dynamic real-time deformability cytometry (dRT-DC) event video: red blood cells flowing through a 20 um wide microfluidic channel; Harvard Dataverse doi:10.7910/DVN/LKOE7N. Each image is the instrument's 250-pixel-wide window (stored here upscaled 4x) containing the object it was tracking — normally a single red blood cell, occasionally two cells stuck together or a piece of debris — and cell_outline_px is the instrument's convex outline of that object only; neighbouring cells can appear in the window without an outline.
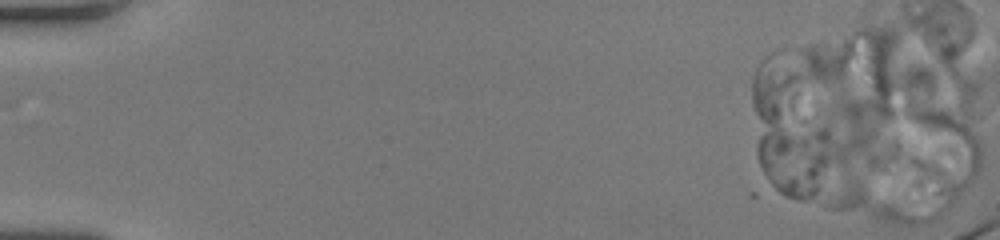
{"species": "human", "species_latin": "Homo sapiens", "temperature_condition": "room temperature", "stored_images_in_passage": 1, "camera_frame_rate_fps": 3000, "um_per_image_px": 0.085, "donor": {"sex": "female"}, "frame": {"image": 1, "passage_image": 1, "time_ms": 0.0, "image_size_px": [1000, 240], "cell_outline_px": [[940, 212], [932, 220], [916, 224], [888, 224], [832, 208], [832, 204], [852, 180], [856, 180], [940, 208]], "centroid_in_image_um": [75.07, 17.44], "position_along_channel_um": 9.9, "area_um2": 20.17}}